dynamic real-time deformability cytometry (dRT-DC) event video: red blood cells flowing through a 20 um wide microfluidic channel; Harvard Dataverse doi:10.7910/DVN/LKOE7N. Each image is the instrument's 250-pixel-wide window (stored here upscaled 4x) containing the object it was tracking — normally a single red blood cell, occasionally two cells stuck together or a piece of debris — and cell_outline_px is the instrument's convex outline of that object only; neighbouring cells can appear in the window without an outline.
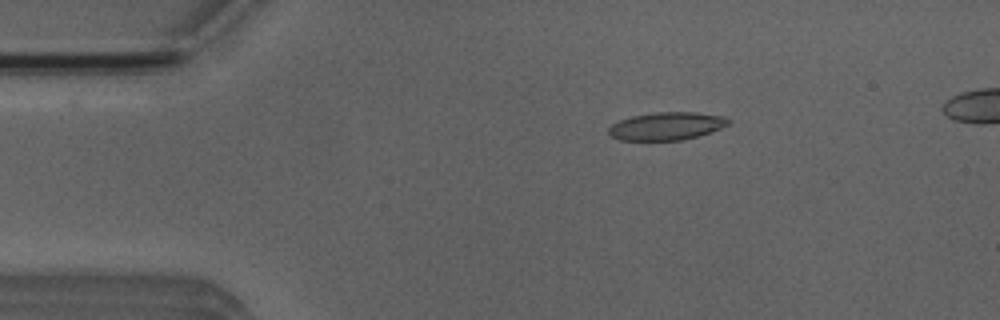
{"species": "Egyptian fruit bat (a non-hibernating species)", "species_latin": "Rousettus aegyptiacus", "temperature_condition": "room temperature", "stored_images_in_passage": 5, "camera_frame_rate_fps": 3000, "um_per_image_px": 0.085, "animal": {"sex": "male"}, "frame": {"image": 1, "passage_image": 3, "time_ms": 2.333, "image_size_px": [1000, 320], "cell_outline_px": [[732, 124], [696, 136], [680, 140], [620, 140], [608, 136], [608, 128], [612, 124], [620, 120], [632, 116], [656, 112], [696, 112], [724, 116], [732, 120]], "centroid_in_image_um": [56.66, 10.71], "position_along_channel_um": 28.3, "area_um2": 19.48}}